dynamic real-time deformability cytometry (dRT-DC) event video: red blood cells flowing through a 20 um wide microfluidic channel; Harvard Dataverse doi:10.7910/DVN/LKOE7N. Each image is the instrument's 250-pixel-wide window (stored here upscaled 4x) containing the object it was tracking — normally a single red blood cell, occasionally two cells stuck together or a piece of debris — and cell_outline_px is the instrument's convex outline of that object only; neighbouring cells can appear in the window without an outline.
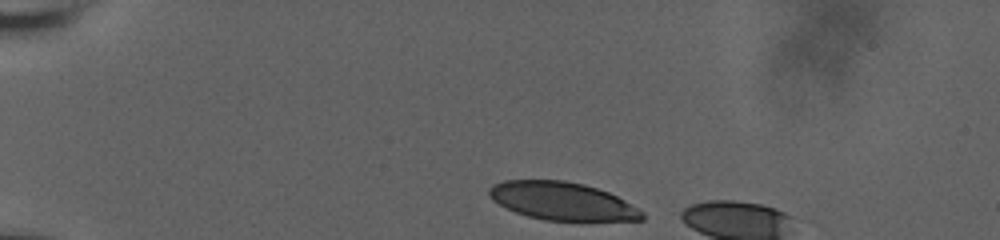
{"species": "human", "species_latin": "Homo sapiens", "temperature_condition": "room temperature", "stored_images_in_passage": 6, "camera_frame_rate_fps": 3000, "um_per_image_px": 0.085, "donor": {"sex": "male"}, "frame": {"image": 1, "passage_image": 1, "time_ms": 0.0, "image_size_px": [1000, 240], "cell_outline_px": [[644, 220], [544, 220], [528, 216], [516, 212], [492, 200], [488, 196], [488, 188], [492, 184], [504, 180], [564, 180], [584, 184], [608, 192], [640, 208], [644, 212]], "centroid_in_image_um": [47.78, 17.08], "position_along_channel_um": 37.2, "area_um2": 33.76}}